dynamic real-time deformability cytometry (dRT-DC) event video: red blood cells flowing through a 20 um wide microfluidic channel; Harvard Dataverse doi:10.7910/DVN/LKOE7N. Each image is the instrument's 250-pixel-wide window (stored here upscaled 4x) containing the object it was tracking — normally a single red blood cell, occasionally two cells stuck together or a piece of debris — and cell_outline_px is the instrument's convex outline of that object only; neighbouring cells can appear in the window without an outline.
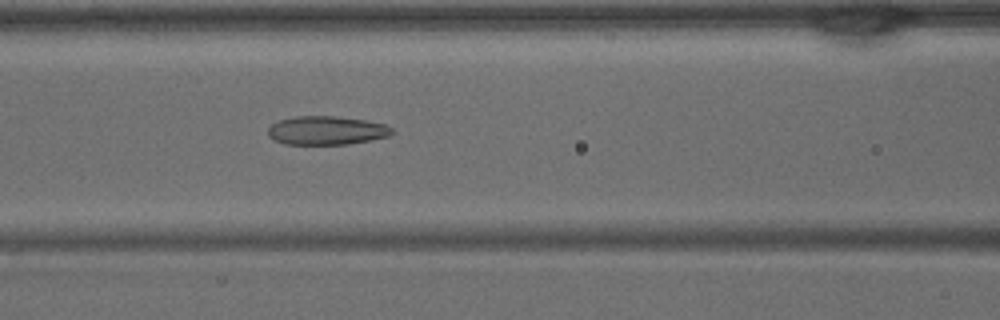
{"species": "common noctule bat (a hibernating species)", "species_latin": "Nyctalus noctula", "temperature_condition": "warm", "stored_images_in_passage": 41, "camera_frame_rate_fps": 3000, "um_per_image_px": 0.085, "animal": {"sex": "male", "body_mass_g": 15.6}, "frame": {"image": 1, "passage_image": 17, "time_ms": 5.333, "image_size_px": [1000, 320], "cell_outline_px": [[392, 132], [388, 136], [372, 140], [348, 144], [284, 144], [268, 136], [268, 128], [272, 124], [280, 120], [296, 116], [332, 116], [364, 120], [384, 124], [392, 128]], "centroid_in_image_um": [27.74, 11.09], "position_along_channel_um": 138.9, "area_um2": 20.52}}
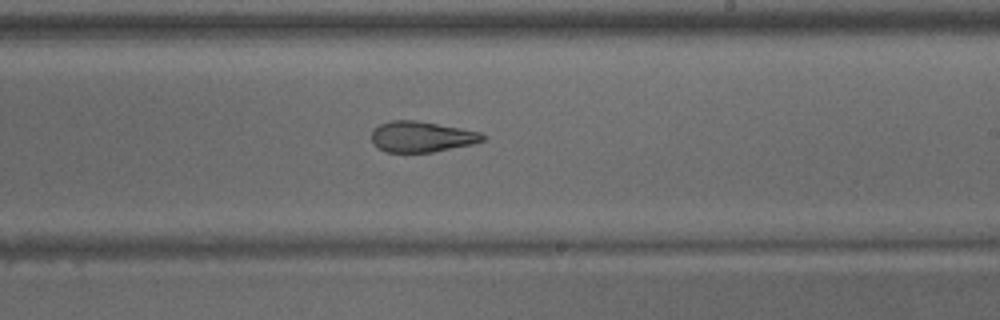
{"frame": {"image": 2, "passage_image": 24, "time_ms": 7.667, "image_size_px": [1000, 320], "cell_outline_px": [[484, 140], [472, 144], [432, 152], [384, 152], [372, 144], [372, 132], [380, 124], [392, 120], [416, 120], [460, 128], [480, 132], [484, 136]], "centroid_in_image_um": [35.8, 11.62], "position_along_channel_um": 253.2, "area_um2": 19.77}}
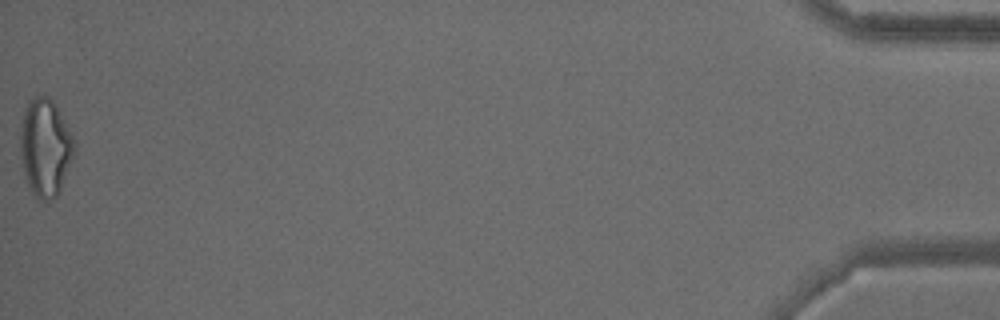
{"frame": {"image": 3, "passage_image": 41, "time_ms": 13.333, "image_size_px": [1000, 320], "cell_outline_px": [[76, 148], [60, 192], [56, 196], [48, 200], [36, 200], [24, 176], [20, 156], [20, 120], [24, 108], [28, 100], [36, 96], [48, 96], [52, 100], [68, 128], [72, 136]], "centroid_in_image_um": [3.81, 12.55], "position_along_channel_um": 431.4, "area_um2": 30.92}}